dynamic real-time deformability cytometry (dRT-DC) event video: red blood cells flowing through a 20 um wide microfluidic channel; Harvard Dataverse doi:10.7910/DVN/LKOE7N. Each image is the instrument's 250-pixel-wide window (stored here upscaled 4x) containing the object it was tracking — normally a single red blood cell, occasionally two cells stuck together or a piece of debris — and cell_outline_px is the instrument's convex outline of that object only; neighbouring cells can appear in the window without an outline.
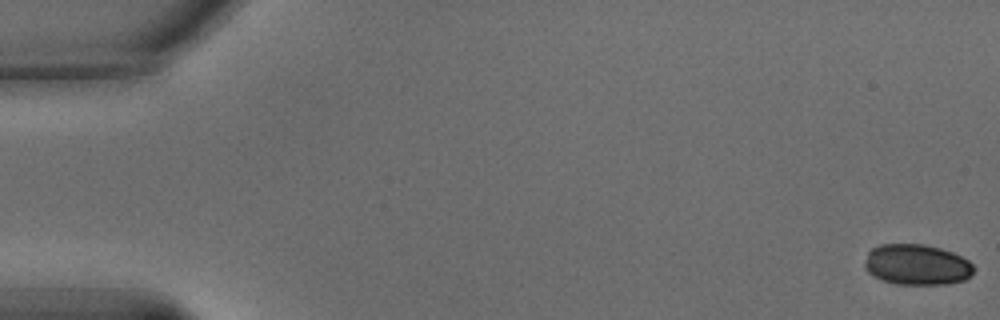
{"species": "common noctule bat (a hibernating species)", "species_latin": "Nyctalus noctula", "temperature_condition": "warm", "stored_images_in_passage": 59, "camera_frame_rate_fps": 3000, "um_per_image_px": 0.085, "animal": {"sex": "male", "body_mass_g": 15.6}, "frame": {"image": 1, "passage_image": 1, "time_ms": 0.0, "image_size_px": [1000, 320], "cell_outline_px": [[976, 268], [972, 276], [964, 280], [948, 284], [896, 284], [872, 276], [864, 268], [864, 260], [868, 252], [872, 248], [880, 244], [924, 244], [940, 248], [952, 252], [968, 260]], "centroid_in_image_um": [77.93, 22.5], "position_along_channel_um": 7.1, "area_um2": 26.13}}
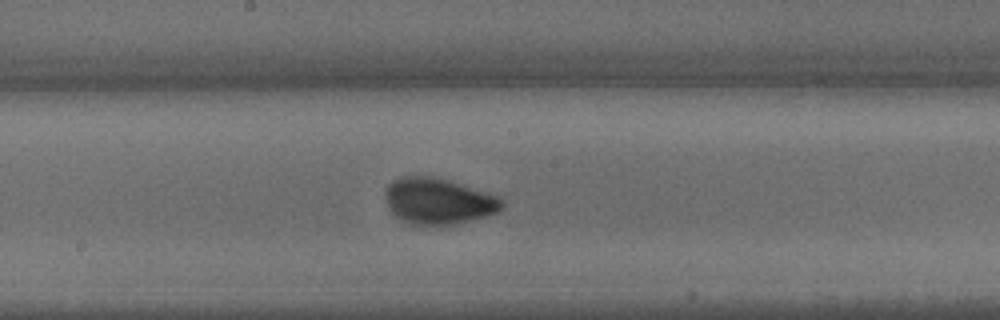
{"frame": {"image": 2, "passage_image": 32, "time_ms": 10.333, "image_size_px": [1000, 320], "cell_outline_px": [[504, 204], [496, 212], [484, 216], [456, 224], [408, 224], [396, 216], [388, 208], [384, 192], [388, 184], [392, 180], [400, 176], [432, 176], [448, 180], [488, 192], [500, 196], [504, 200]], "centroid_in_image_um": [37.24, 17.07], "position_along_channel_um": 211.0, "area_um2": 31.33}}
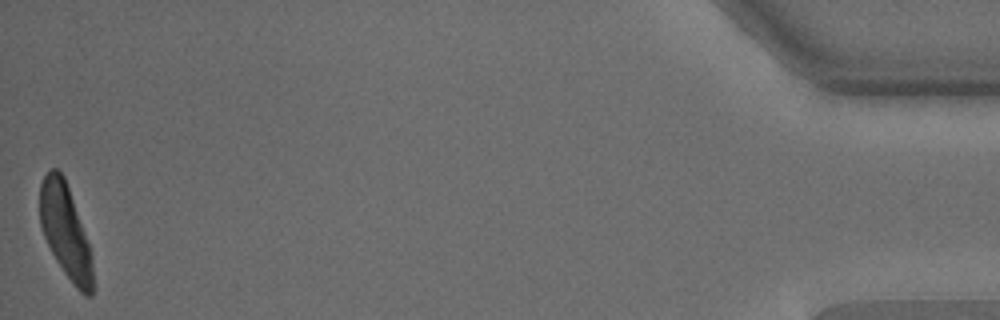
{"frame": {"image": 3, "passage_image": 59, "time_ms": 19.333, "image_size_px": [1000, 320], "cell_outline_px": [[92, 296], [84, 296], [76, 288], [64, 272], [56, 260], [44, 236], [40, 224], [40, 184], [44, 176], [52, 168], [56, 168], [64, 176], [88, 244], [92, 264]], "centroid_in_image_um": [5.54, 19.66], "position_along_channel_um": 429.7, "area_um2": 28.09}, "authors_computed_cell_mechanics": {"area_um2": 29.767, "velocity_mm_per_s": 3.4609, "shape_relaxation_time_tau1_ms": 2.5512, "shape_relaxation_time_tau2_ms": null, "deformation_change_tau1": 0.1426, "deformation_change_tau2": null}}